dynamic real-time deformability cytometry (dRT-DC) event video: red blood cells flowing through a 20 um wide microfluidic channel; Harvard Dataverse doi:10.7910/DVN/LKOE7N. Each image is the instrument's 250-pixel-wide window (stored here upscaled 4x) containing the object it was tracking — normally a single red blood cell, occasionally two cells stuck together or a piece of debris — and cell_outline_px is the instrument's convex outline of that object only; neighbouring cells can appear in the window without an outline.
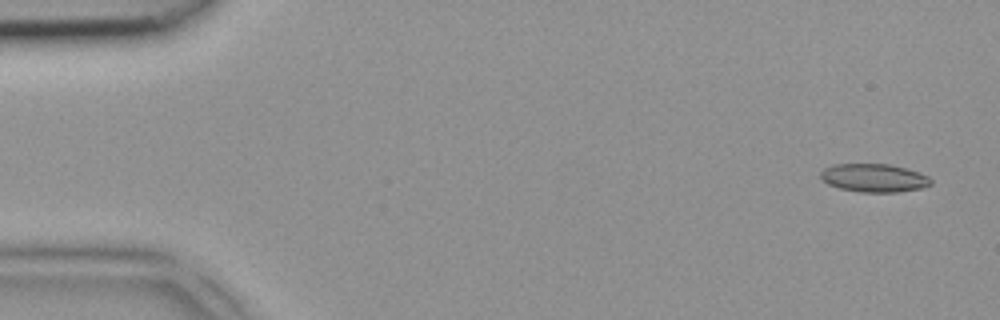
{"species": "common noctule bat (a hibernating species)", "species_latin": "Nyctalus noctula", "temperature_condition": "room temperature", "stored_images_in_passage": 4, "camera_frame_rate_fps": 3000, "um_per_image_px": 0.085, "animal": {"sex": "female", "body_mass_g": 18.4}, "frame": {"image": 1, "passage_image": 1, "time_ms": 0.0, "image_size_px": [1000, 320], "cell_outline_px": [[932, 184], [920, 188], [896, 192], [860, 192], [840, 188], [828, 184], [820, 176], [820, 172], [824, 168], [832, 164], [892, 164], [908, 168], [920, 172], [928, 176], [932, 180]], "centroid_in_image_um": [74.31, 15.11], "position_along_channel_um": 10.7, "area_um2": 18.26}}
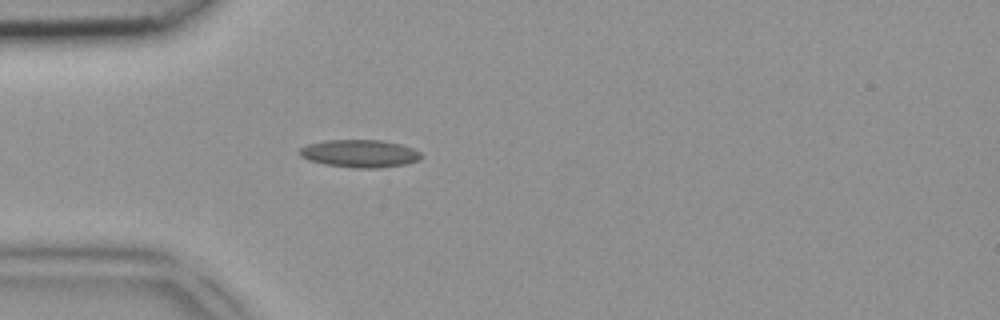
{"frame": {"image": 2, "passage_image": 4, "time_ms": 1.0, "image_size_px": [1000, 320], "cell_outline_px": [[420, 160], [404, 164], [380, 168], [356, 168], [324, 164], [308, 160], [300, 156], [300, 148], [308, 144], [324, 140], [380, 140], [400, 144], [412, 148], [420, 152]], "centroid_in_image_um": [30.56, 13.05], "position_along_channel_um": 54.4, "area_um2": 19.54}}